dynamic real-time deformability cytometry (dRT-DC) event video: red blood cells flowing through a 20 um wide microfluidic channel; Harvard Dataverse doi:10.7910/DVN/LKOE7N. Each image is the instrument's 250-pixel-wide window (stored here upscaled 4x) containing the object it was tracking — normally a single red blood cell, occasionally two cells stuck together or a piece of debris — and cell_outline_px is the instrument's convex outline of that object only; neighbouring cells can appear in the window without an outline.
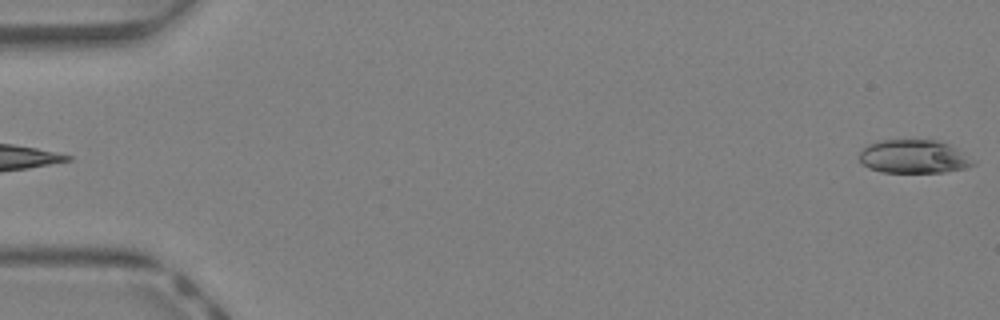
{"species": "Egyptian fruit bat (a non-hibernating species)", "species_latin": "Rousettus aegyptiacus", "temperature_condition": "warm", "stored_images_in_passage": 43, "camera_frame_rate_fps": 3000, "um_per_image_px": 0.085, "animal": {"sex": "female"}, "frame": {"image": 1, "passage_image": 1, "time_ms": 0.0, "image_size_px": [1000, 320], "cell_outline_px": [[976, 164], [968, 168], [944, 172], [880, 172], [868, 168], [856, 156], [868, 144], [880, 140], [936, 140], [948, 144], [956, 148]], "centroid_in_image_um": [77.63, 13.32], "position_along_channel_um": 7.4, "area_um2": 22.14}}
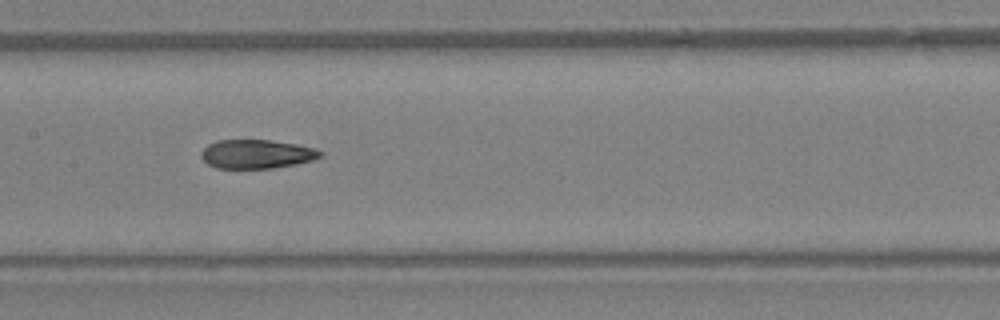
{"frame": {"image": 2, "passage_image": 22, "time_ms": 7.0, "image_size_px": [1000, 320], "cell_outline_px": [[324, 156], [312, 160], [296, 164], [272, 168], [216, 168], [208, 164], [200, 156], [200, 152], [208, 144], [216, 140], [272, 140], [296, 144], [316, 148], [324, 152]], "centroid_in_image_um": [21.84, 13.09], "position_along_channel_um": 185.6, "area_um2": 20.23}}
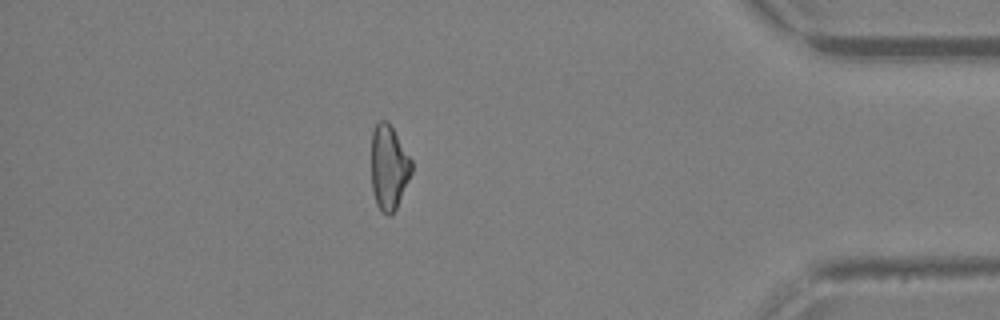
{"frame": {"image": 3, "passage_image": 38, "time_ms": 12.333, "image_size_px": [1000, 320], "cell_outline_px": [[412, 172], [396, 208], [392, 216], [388, 216], [380, 212], [376, 204], [372, 192], [372, 132], [376, 124], [380, 120], [388, 120], [412, 160]], "centroid_in_image_um": [33.05, 14.25], "position_along_channel_um": 402.2, "area_um2": 20.0}, "authors_computed_cell_mechanics": {"area_um2": 21.386, "velocity_mm_per_s": 4.8034, "shape_relaxation_time_tau1_ms": 9.2237, "shape_relaxation_time_tau2_ms": 3.2252, "deformation_change_tau1": 0.2542, "deformation_change_tau2": 0.1044}}